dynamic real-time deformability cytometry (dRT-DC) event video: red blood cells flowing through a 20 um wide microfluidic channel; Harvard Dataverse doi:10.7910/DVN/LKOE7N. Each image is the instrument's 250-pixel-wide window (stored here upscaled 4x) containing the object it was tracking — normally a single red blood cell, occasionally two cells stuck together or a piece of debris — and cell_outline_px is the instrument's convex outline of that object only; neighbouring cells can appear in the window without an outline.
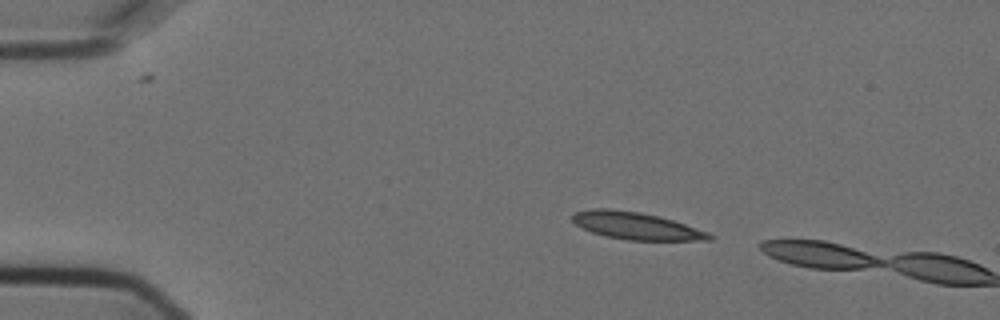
{"species": "Egyptian fruit bat (a non-hibernating species)", "species_latin": "Rousettus aegyptiacus", "temperature_condition": "cold", "stored_images_in_passage": 2, "camera_frame_rate_fps": 3000, "um_per_image_px": 0.085, "animal": {"sex": "female"}, "frame": {"image": 1, "passage_image": 1, "time_ms": 0.0, "image_size_px": [1000, 320], "cell_outline_px": [[712, 240], [628, 240], [604, 236], [592, 232], [576, 224], [572, 220], [572, 216], [576, 212], [592, 208], [608, 208], [640, 212], [672, 220], [708, 232], [712, 236]], "centroid_in_image_um": [54.04, 19.19], "position_along_channel_um": 31.0, "area_um2": 21.44}}